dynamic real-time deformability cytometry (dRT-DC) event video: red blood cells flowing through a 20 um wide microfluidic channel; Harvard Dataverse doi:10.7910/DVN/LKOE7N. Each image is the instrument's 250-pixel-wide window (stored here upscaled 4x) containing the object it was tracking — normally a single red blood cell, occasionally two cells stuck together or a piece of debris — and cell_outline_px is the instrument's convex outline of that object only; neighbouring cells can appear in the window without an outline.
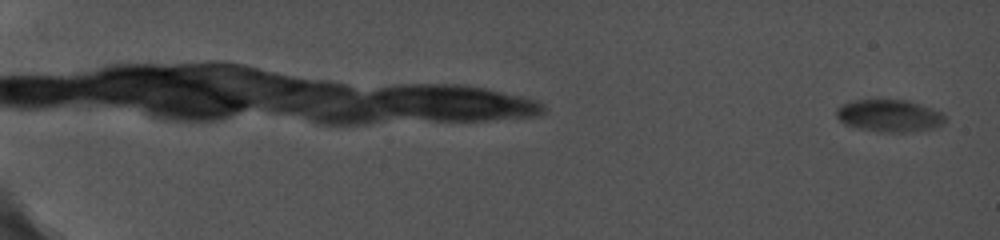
{"species": "common noctule bat (a hibernating species)", "species_latin": "Nyctalus noctula", "temperature_condition": "cold", "stored_images_in_passage": 18, "camera_frame_rate_fps": 5000, "um_per_image_px": 0.085, "animal": {"sex": "female", "body_mass_g": 19.0, "forearm_length_mm": 56.7}, "frame": {"image": 1, "passage_image": 1, "time_ms": 0.0, "image_size_px": [1000, 240], "cell_outline_px": [[944, 120], [940, 124], [932, 128], [908, 132], [884, 132], [856, 128], [844, 124], [836, 116], [836, 108], [844, 104], [856, 100], [908, 100], [920, 104], [940, 112], [944, 116]], "centroid_in_image_um": [75.54, 9.84], "position_along_channel_um": 9.5, "area_um2": 20.11}}
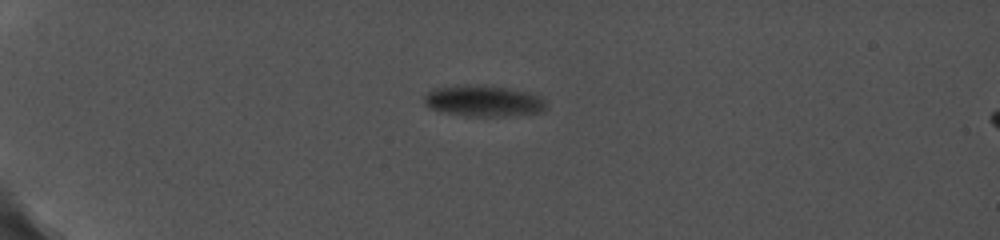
{"frame": {"image": 2, "passage_image": 9, "time_ms": 5.4, "image_size_px": [1000, 240], "cell_outline_px": [[548, 104], [544, 112], [508, 116], [464, 116], [444, 112], [428, 108], [424, 104], [424, 96], [432, 88], [464, 84], [476, 84], [508, 88], [528, 92], [544, 100]], "centroid_in_image_um": [41.07, 8.58], "position_along_channel_um": 43.9, "area_um2": 22.48}}
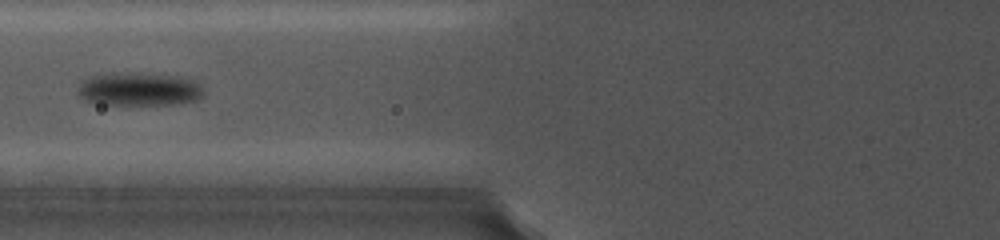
{"frame": {"image": 3, "passage_image": 14, "time_ms": 8.8, "image_size_px": [1000, 240], "cell_outline_px": [[204, 92], [200, 96], [192, 100], [172, 104], [100, 104], [84, 100], [76, 92], [80, 80], [88, 76], [120, 72], [136, 72], [176, 76], [192, 80], [204, 88]], "centroid_in_image_um": [11.72, 7.56], "position_along_channel_um": 114.1, "area_um2": 24.45}}